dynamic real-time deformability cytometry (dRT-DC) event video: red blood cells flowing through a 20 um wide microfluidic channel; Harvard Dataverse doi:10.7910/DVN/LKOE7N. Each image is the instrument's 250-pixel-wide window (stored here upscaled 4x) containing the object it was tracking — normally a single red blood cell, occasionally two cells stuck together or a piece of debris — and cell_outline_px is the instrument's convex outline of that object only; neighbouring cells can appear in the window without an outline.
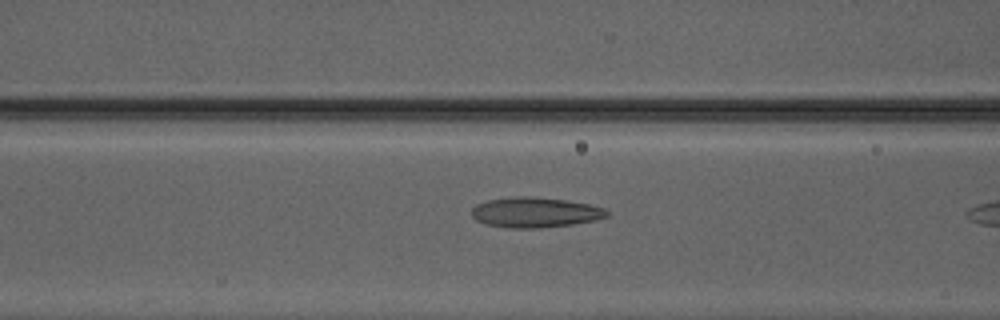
{"species": "Egyptian fruit bat (a non-hibernating species)", "species_latin": "Rousettus aegyptiacus", "temperature_condition": "warm", "stored_images_in_passage": 9, "camera_frame_rate_fps": 3000, "um_per_image_px": 0.085, "animal": {"sex": "male"}, "frame": {"image": 1, "passage_image": 8, "time_ms": 2.333, "image_size_px": [1000, 320], "cell_outline_px": [[608, 216], [596, 220], [572, 224], [540, 228], [512, 228], [484, 224], [476, 220], [472, 216], [472, 208], [476, 204], [488, 200], [516, 196], [528, 196], [564, 200], [588, 204], [604, 208], [608, 212]], "centroid_in_image_um": [45.46, 18.06], "position_along_channel_um": 121.1, "area_um2": 23.7}}